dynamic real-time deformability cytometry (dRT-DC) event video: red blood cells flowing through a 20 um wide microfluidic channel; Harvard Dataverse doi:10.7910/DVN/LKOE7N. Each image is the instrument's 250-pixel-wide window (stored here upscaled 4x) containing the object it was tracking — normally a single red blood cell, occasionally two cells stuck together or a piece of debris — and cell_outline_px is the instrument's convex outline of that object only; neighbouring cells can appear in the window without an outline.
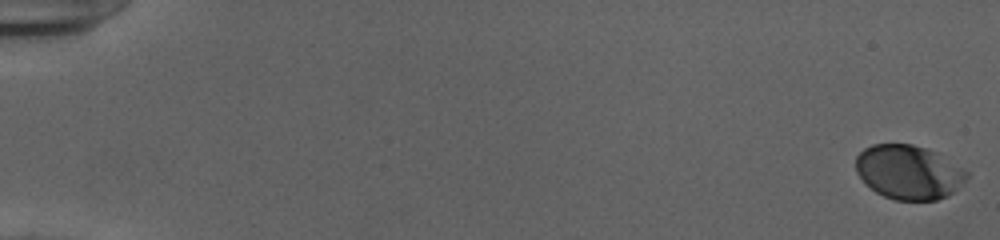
{"species": "human", "species_latin": "Homo sapiens", "temperature_condition": "cold", "stored_images_in_passage": 54, "camera_frame_rate_fps": 3000, "um_per_image_px": 0.085, "donor": {"sex": "female"}, "frame": {"image": 1, "passage_image": 1, "time_ms": 0.0, "image_size_px": [1000, 240], "cell_outline_px": [[968, 176], [948, 196], [936, 200], [896, 200], [884, 196], [876, 192], [864, 184], [856, 172], [856, 156], [864, 148], [872, 144], [912, 144], [928, 148], [936, 152], [968, 172]], "centroid_in_image_um": [77.19, 14.63], "position_along_channel_um": 7.8, "area_um2": 34.97}}
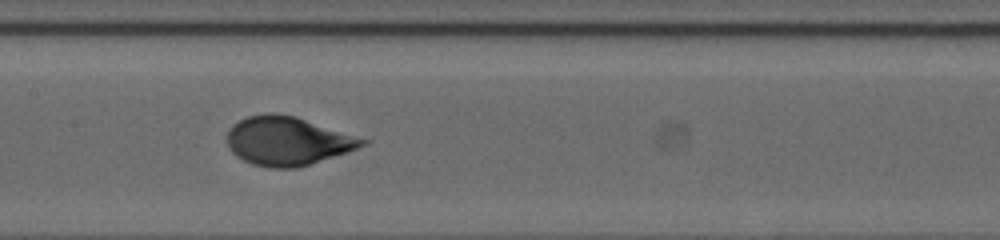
{"frame": {"image": 2, "passage_image": 29, "time_ms": 9.333, "image_size_px": [1000, 240], "cell_outline_px": [[368, 144], [296, 168], [268, 168], [252, 164], [236, 156], [232, 152], [228, 144], [228, 132], [240, 120], [248, 116], [272, 112], [296, 116], [368, 140]], "centroid_in_image_um": [24.42, 11.98], "position_along_channel_um": 183.0, "area_um2": 37.69}}
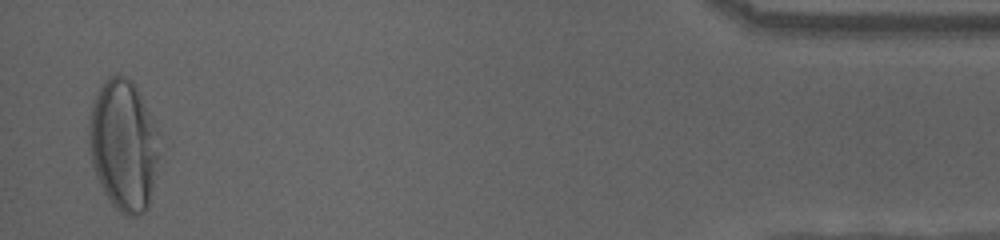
{"frame": {"image": 3, "passage_image": 53, "time_ms": 17.333, "image_size_px": [1000, 240], "cell_outline_px": [[156, 156], [152, 188], [148, 208], [144, 212], [136, 216], [128, 216], [120, 212], [112, 204], [104, 192], [96, 176], [92, 164], [88, 136], [88, 132], [92, 104], [100, 88], [108, 76], [116, 72], [132, 80], [156, 128]], "centroid_in_image_um": [10.45, 12.34], "position_along_channel_um": 424.8, "area_um2": 52.54}, "authors_computed_cell_mechanics": {"area_um2": 37.6278, "velocity_mm_per_s": 3.9299, "shape_relaxation_time_tau1_ms": 3.4941, "shape_relaxation_time_tau2_ms": null, "deformation_change_tau1": 0.1665, "deformation_change_tau2": null}}